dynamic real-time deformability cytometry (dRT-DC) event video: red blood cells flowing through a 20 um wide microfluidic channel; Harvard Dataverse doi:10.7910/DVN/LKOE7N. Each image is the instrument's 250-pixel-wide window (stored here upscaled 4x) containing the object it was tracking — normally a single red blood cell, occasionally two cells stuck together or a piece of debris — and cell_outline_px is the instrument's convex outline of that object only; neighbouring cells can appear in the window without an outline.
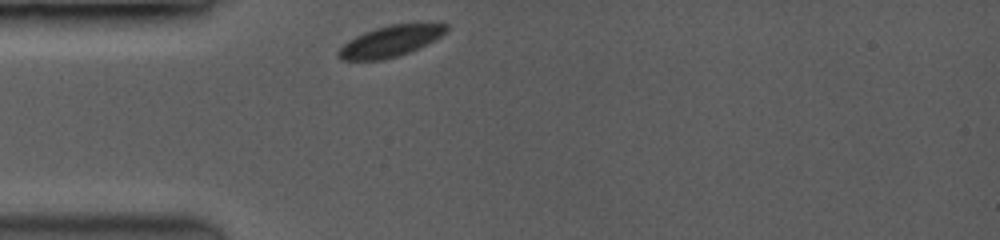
{"species": "common noctule bat (a hibernating species)", "species_latin": "Nyctalus noctula", "temperature_condition": "room temperature", "stored_images_in_passage": 18, "camera_frame_rate_fps": 3500, "um_per_image_px": 0.085, "animal": {"sex": "female", "body_mass_g": 19.0, "forearm_length_mm": 53.3}, "frame": {"image": 1, "passage_image": 1, "time_ms": 0.0, "image_size_px": [1000, 240], "cell_outline_px": [[448, 32], [408, 52], [396, 56], [380, 60], [340, 60], [336, 56], [336, 52], [348, 40], [364, 32], [388, 24], [440, 20], [448, 24]], "centroid_in_image_um": [33.24, 3.44], "position_along_channel_um": 51.8, "area_um2": 20.0}}
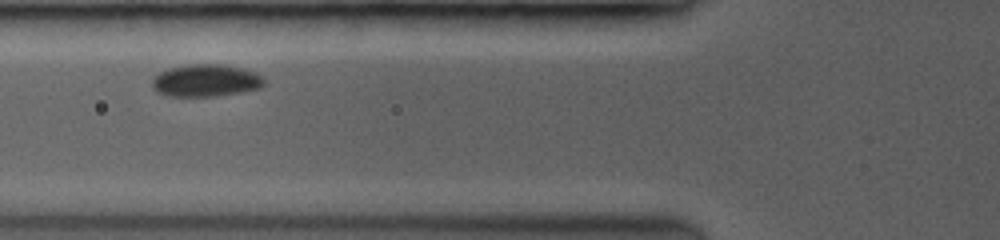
{"frame": {"image": 2, "passage_image": 8, "time_ms": 1.714, "image_size_px": [1000, 240], "cell_outline_px": [[264, 84], [260, 88], [240, 92], [208, 96], [172, 96], [160, 92], [152, 84], [152, 80], [160, 72], [168, 68], [188, 64], [224, 64], [256, 72], [264, 76]], "centroid_in_image_um": [17.54, 6.82], "position_along_channel_um": 108.3, "area_um2": 20.81}}
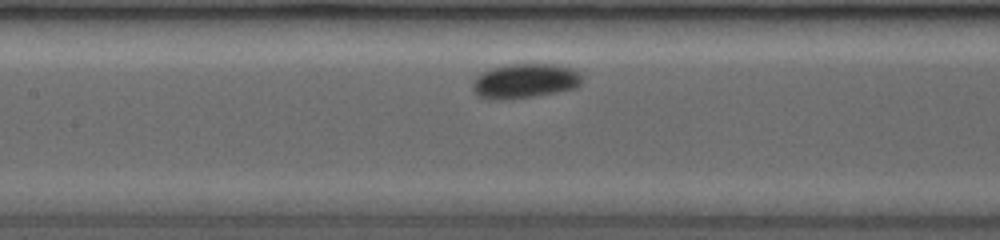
{"frame": {"image": 3, "passage_image": 15, "time_ms": 3.143, "image_size_px": [1000, 240], "cell_outline_px": [[580, 84], [576, 88], [528, 96], [480, 96], [472, 88], [472, 84], [476, 76], [480, 72], [488, 68], [508, 64], [556, 64], [572, 68], [580, 76]], "centroid_in_image_um": [44.62, 6.8], "position_along_channel_um": 162.8, "area_um2": 20.98}}